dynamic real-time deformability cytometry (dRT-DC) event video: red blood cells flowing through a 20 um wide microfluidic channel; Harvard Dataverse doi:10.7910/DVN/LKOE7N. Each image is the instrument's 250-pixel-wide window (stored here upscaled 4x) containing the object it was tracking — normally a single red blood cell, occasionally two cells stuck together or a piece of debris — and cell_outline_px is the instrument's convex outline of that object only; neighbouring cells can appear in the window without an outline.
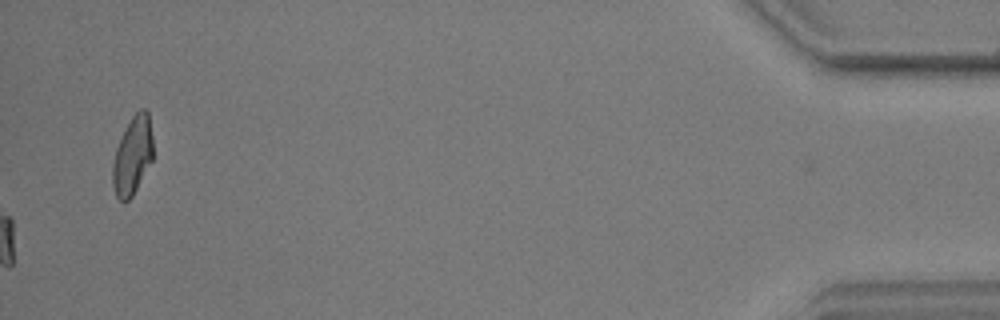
{"species": "common noctule bat (a hibernating species)", "species_latin": "Nyctalus noctula", "temperature_condition": "warm", "stored_images_in_passage": 42, "camera_frame_rate_fps": 3000, "um_per_image_px": 0.085, "animal": {"sex": "male", "body_mass_g": 17.9, "forearm_length_mm": 54.2}, "frame": {"image": 1, "passage_image": 42, "time_ms": 13.667, "image_size_px": [1000, 320], "cell_outline_px": [[152, 160], [132, 196], [128, 200], [120, 200], [116, 196], [112, 184], [112, 164], [116, 148], [132, 116], [140, 108], [144, 108], [148, 112], [152, 136]], "centroid_in_image_um": [11.26, 13.23], "position_along_channel_um": 423.9, "area_um2": 18.09}}